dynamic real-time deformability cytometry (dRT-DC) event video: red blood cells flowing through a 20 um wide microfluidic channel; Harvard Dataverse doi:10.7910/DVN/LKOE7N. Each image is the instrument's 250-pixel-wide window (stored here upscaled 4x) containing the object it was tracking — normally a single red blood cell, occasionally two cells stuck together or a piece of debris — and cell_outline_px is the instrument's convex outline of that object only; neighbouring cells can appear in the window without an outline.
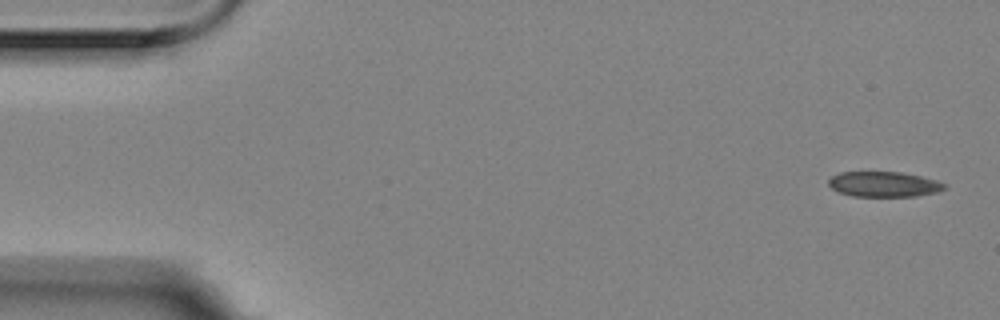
{"species": "Egyptian fruit bat (a non-hibernating species)", "species_latin": "Rousettus aegyptiacus", "temperature_condition": "room temperature", "stored_images_in_passage": 6, "camera_frame_rate_fps": 3000, "um_per_image_px": 0.085, "animal": {"sex": "female"}, "frame": {"image": 1, "passage_image": 1, "time_ms": 0.0, "image_size_px": [1000, 320], "cell_outline_px": [[948, 188], [936, 192], [916, 196], [852, 196], [840, 192], [832, 188], [828, 184], [828, 180], [832, 176], [840, 172], [900, 172], [920, 176], [936, 180], [948, 184]], "centroid_in_image_um": [75.16, 15.66], "position_along_channel_um": 9.8, "area_um2": 17.05}}